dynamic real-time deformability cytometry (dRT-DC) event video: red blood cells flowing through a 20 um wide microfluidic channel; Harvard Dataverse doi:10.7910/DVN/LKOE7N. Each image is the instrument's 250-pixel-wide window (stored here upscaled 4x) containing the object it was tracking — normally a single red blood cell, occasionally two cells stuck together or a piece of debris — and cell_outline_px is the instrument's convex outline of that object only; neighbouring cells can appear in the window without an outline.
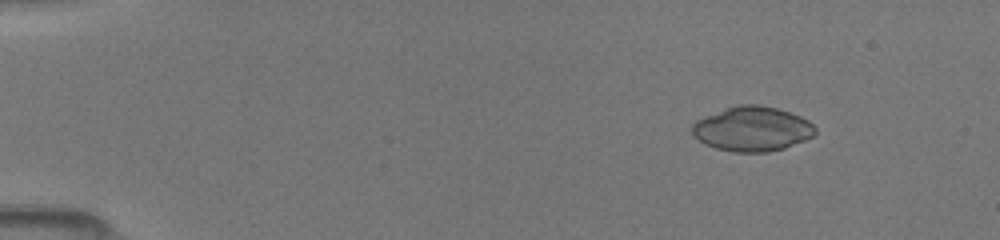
{"species": "common noctule bat (a hibernating species)", "species_latin": "Nyctalus noctula", "temperature_condition": "room temperature", "stored_images_in_passage": 10, "camera_frame_rate_fps": 3000, "um_per_image_px": 0.085, "animal": {"sex": "female", "body_mass_g": 19.5, "forearm_length_mm": 54.1}, "frame": {"image": 1, "passage_image": 3, "time_ms": 1.667, "image_size_px": [1000, 240], "cell_outline_px": [[816, 132], [812, 136], [804, 140], [784, 148], [768, 152], [732, 152], [716, 148], [704, 144], [692, 136], [692, 124], [696, 120], [704, 116], [736, 104], [760, 104], [776, 108], [800, 116], [808, 120], [816, 128]], "centroid_in_image_um": [63.9, 10.95], "position_along_channel_um": 21.1, "area_um2": 32.19}}